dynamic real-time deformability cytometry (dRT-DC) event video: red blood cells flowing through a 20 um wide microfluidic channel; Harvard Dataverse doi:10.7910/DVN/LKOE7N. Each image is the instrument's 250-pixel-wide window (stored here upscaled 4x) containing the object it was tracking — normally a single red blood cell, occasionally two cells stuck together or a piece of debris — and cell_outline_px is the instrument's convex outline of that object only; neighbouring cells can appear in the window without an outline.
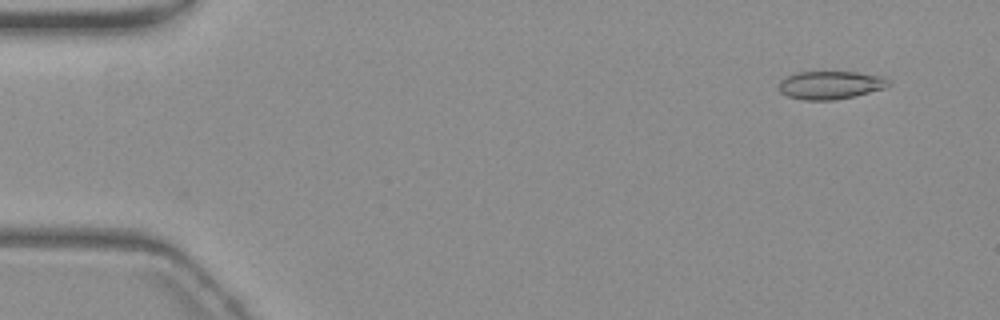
{"species": "common noctule bat (a hibernating species)", "species_latin": "Nyctalus noctula", "temperature_condition": "warm", "stored_images_in_passage": 22, "camera_frame_rate_fps": 3000, "um_per_image_px": 0.085, "animal": {"sex": "female", "body_mass_g": 19.3, "forearm_length_mm": 54.1}, "frame": {"image": 1, "passage_image": 5, "time_ms": 1.333, "image_size_px": [1000, 320], "cell_outline_px": [[892, 84], [884, 88], [836, 100], [804, 100], [788, 96], [780, 92], [780, 80], [784, 76], [796, 72], [856, 72], [880, 76], [892, 80]], "centroid_in_image_um": [70.58, 7.22], "position_along_channel_um": 14.4, "area_um2": 17.98}}
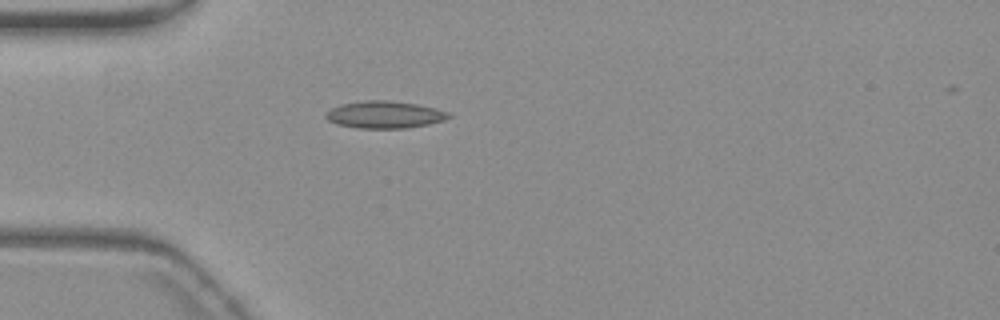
{"frame": {"image": 2, "passage_image": 17, "time_ms": 5.333, "image_size_px": [1000, 320], "cell_outline_px": [[452, 116], [444, 120], [428, 124], [404, 128], [356, 128], [336, 124], [328, 120], [324, 116], [332, 108], [340, 104], [364, 100], [388, 100], [416, 104], [436, 108], [448, 112]], "centroid_in_image_um": [32.68, 9.74], "position_along_channel_um": 52.3, "area_um2": 19.42}}
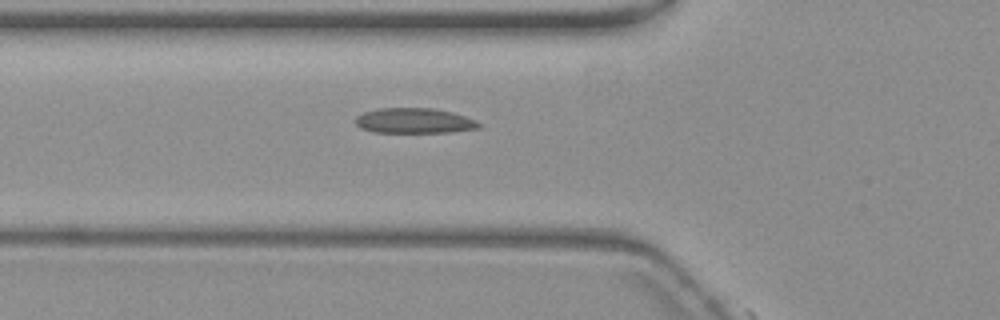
{"frame": {"image": 3, "passage_image": 21, "time_ms": 6.667, "image_size_px": [1000, 320], "cell_outline_px": [[480, 128], [452, 132], [372, 132], [360, 128], [356, 124], [356, 116], [364, 112], [376, 108], [432, 108], [452, 112], [476, 120], [480, 124]], "centroid_in_image_um": [35.2, 10.26], "position_along_channel_um": 90.6, "area_um2": 18.15}}